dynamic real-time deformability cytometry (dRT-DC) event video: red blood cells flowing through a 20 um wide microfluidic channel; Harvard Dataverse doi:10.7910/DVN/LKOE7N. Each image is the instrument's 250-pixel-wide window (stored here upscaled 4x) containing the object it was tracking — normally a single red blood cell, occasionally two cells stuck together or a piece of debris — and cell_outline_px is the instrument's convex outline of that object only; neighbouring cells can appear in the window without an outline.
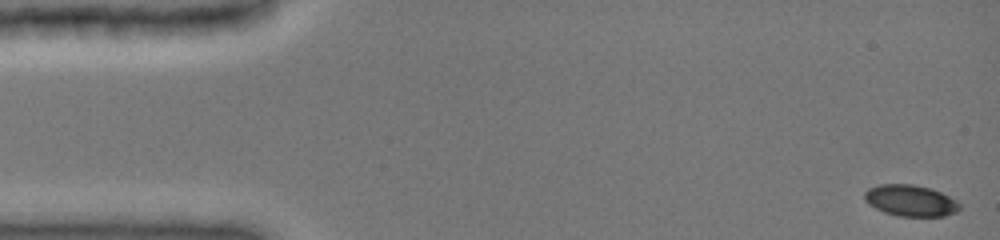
{"species": "common noctule bat (a hibernating species)", "species_latin": "Nyctalus noctula", "temperature_condition": "cold", "stored_images_in_passage": 46, "camera_frame_rate_fps": 3000, "um_per_image_px": 0.085, "animal": {"sex": "female", "body_mass_g": 19.0, "forearm_length_mm": 51.5}, "frame": {"image": 1, "passage_image": 1, "time_ms": 0.0, "image_size_px": [1000, 240], "cell_outline_px": [[960, 208], [956, 212], [944, 216], [900, 216], [884, 212], [868, 204], [864, 200], [864, 192], [868, 188], [880, 184], [912, 184], [928, 188], [940, 192], [956, 200], [960, 204]], "centroid_in_image_um": [77.37, 17.05], "position_along_channel_um": 7.6, "area_um2": 17.28}}
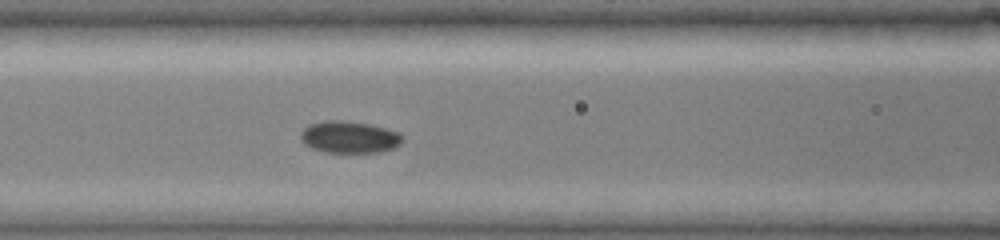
{"frame": {"image": 2, "passage_image": 20, "time_ms": 6.333, "image_size_px": [1000, 240], "cell_outline_px": [[404, 140], [396, 148], [380, 152], [324, 152], [312, 148], [304, 144], [300, 140], [300, 132], [308, 124], [324, 120], [344, 120], [368, 124], [388, 128], [400, 132], [404, 136]], "centroid_in_image_um": [29.71, 11.64], "position_along_channel_um": 136.9, "area_um2": 19.36}}
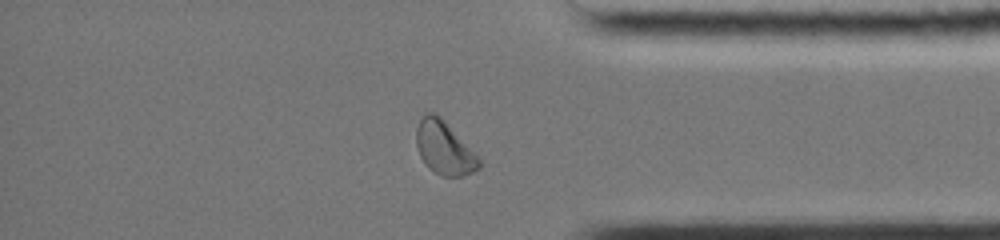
{"frame": {"image": 3, "passage_image": 40, "time_ms": 13.0, "image_size_px": [1000, 240], "cell_outline_px": [[480, 168], [472, 172], [460, 176], [440, 176], [428, 168], [424, 164], [420, 156], [416, 144], [416, 128], [420, 120], [428, 112], [432, 112], [440, 116], [480, 156]], "centroid_in_image_um": [37.77, 12.59], "position_along_channel_um": 397.4, "area_um2": 19.59}, "authors_computed_cell_mechanics": {"area_um2": 18.3804, "velocity_mm_per_s": 3.9642, "shape_relaxation_time_tau1_ms": 3.8947, "shape_relaxation_time_tau2_ms": null, "deformation_change_tau1": 0.0977, "deformation_change_tau2": null}}